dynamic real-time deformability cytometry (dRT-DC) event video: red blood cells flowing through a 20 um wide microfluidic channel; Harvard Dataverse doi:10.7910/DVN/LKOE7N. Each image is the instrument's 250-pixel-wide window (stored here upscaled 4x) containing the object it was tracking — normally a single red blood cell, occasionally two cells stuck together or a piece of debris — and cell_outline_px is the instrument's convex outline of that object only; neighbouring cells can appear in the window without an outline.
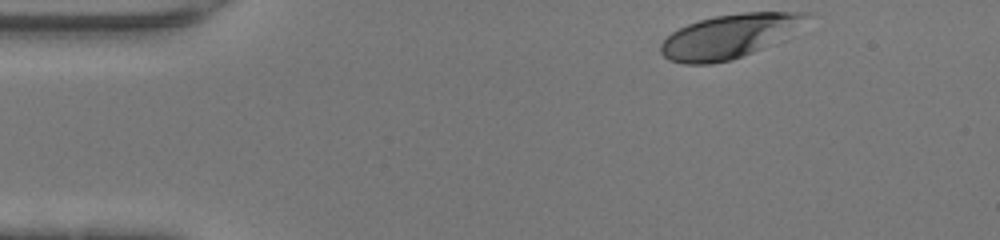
{"species": "human", "species_latin": "Homo sapiens", "temperature_condition": "warm", "stored_images_in_passage": 35, "camera_frame_rate_fps": 3000, "um_per_image_px": 0.085, "donor": {"sex": "female"}, "frame": {"image": 1, "passage_image": 1, "time_ms": 0.0, "image_size_px": [1000, 240], "cell_outline_px": [[812, 16], [768, 44], [752, 52], [732, 60], [712, 64], [684, 64], [668, 60], [660, 52], [660, 44], [672, 32], [688, 24], [700, 20], [716, 16], [740, 12], [812, 12]], "centroid_in_image_um": [61.87, 3.08], "position_along_channel_um": 23.1, "area_um2": 36.3}}
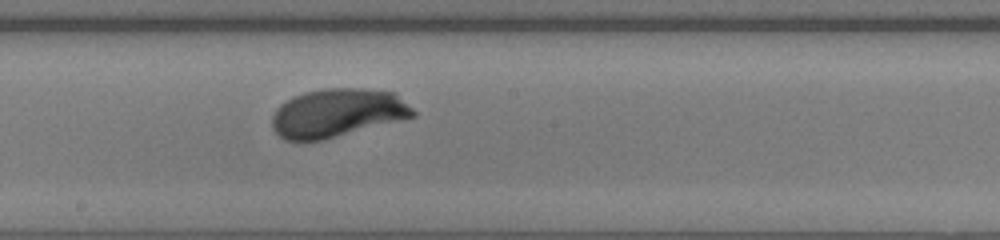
{"frame": {"image": 2, "passage_image": 20, "time_ms": 6.333, "image_size_px": [1000, 240], "cell_outline_px": [[416, 116], [324, 140], [284, 140], [272, 128], [272, 116], [276, 108], [280, 104], [292, 96], [304, 92], [324, 88], [364, 88], [396, 92], [416, 112]], "centroid_in_image_um": [28.68, 9.58], "position_along_channel_um": 219.5, "area_um2": 40.06}}
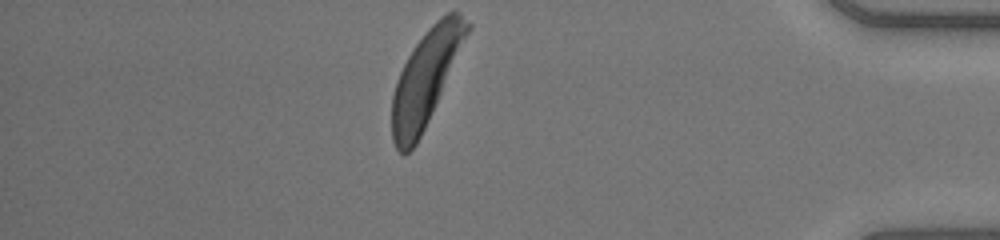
{"frame": {"image": 3, "passage_image": 35, "time_ms": 11.333, "image_size_px": [1000, 240], "cell_outline_px": [[472, 28], [428, 120], [416, 144], [404, 156], [396, 148], [392, 140], [392, 96], [400, 72], [408, 56], [416, 44], [428, 28], [440, 16], [448, 12], [460, 12], [472, 24]], "centroid_in_image_um": [36.21, 6.59], "position_along_channel_um": 399.0, "area_um2": 41.04}, "authors_computed_cell_mechanics": {"area_um2": 39.5352, "velocity_mm_per_s": 4.402, "shape_relaxation_time_tau1_ms": 2.1886, "shape_relaxation_time_tau2_ms": null, "deformation_change_tau1": 0.1904, "deformation_change_tau2": null}}